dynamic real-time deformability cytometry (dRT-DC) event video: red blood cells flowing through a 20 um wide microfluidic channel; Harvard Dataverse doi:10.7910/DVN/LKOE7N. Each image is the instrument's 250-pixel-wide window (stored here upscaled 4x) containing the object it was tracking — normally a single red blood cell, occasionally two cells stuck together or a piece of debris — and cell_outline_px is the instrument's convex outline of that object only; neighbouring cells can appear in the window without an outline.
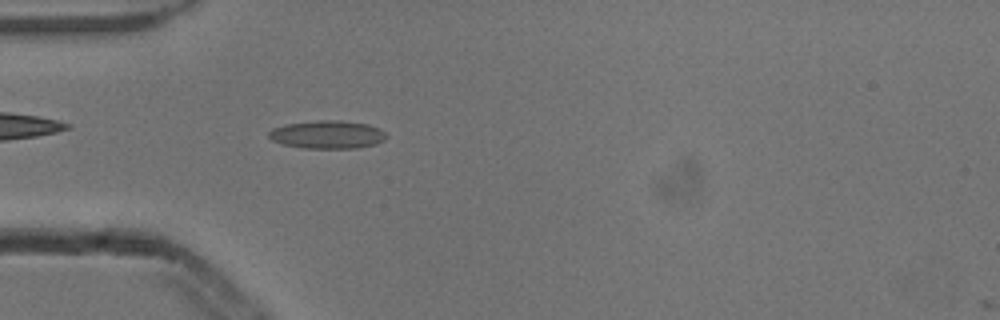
{"species": "common noctule bat (a hibernating species)", "species_latin": "Nyctalus noctula", "temperature_condition": "cold", "stored_images_in_passage": 6, "camera_frame_rate_fps": 3000, "um_per_image_px": 0.085, "animal": {"sex": "male", "body_mass_g": 13.3}, "frame": {"image": 1, "passage_image": 6, "time_ms": 1.667, "image_size_px": [1000, 320], "cell_outline_px": [[388, 136], [384, 140], [376, 144], [356, 148], [304, 148], [284, 144], [272, 140], [268, 136], [268, 132], [272, 128], [284, 124], [320, 120], [340, 120], [368, 124], [380, 128]], "centroid_in_image_um": [27.84, 11.43], "position_along_channel_um": 57.2, "area_um2": 19.31}}